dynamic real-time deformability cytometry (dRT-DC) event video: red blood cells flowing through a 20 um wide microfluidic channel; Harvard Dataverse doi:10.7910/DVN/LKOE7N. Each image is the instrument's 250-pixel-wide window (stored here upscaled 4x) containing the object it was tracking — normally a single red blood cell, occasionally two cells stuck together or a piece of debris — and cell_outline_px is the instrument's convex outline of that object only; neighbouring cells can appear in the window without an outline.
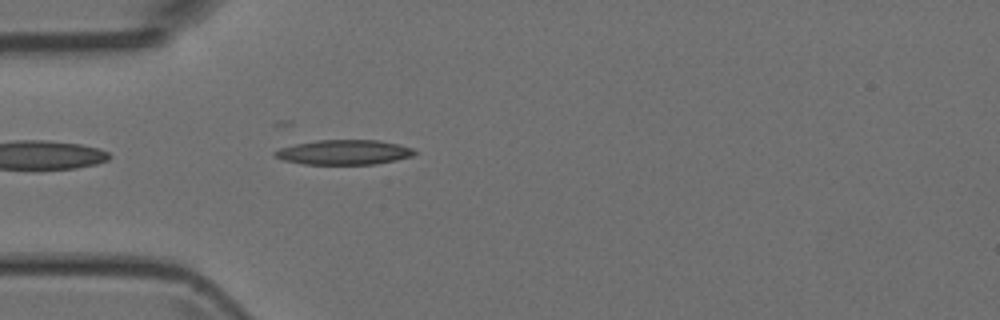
{"species": "Egyptian fruit bat (a non-hibernating species)", "species_latin": "Rousettus aegyptiacus", "temperature_condition": "room temperature", "stored_images_in_passage": 3, "camera_frame_rate_fps": 3000, "um_per_image_px": 0.085, "animal": {"sex": "female"}, "frame": {"image": 1, "passage_image": 3, "time_ms": 3.333, "image_size_px": [1000, 320], "cell_outline_px": [[416, 152], [412, 156], [396, 160], [376, 164], [304, 164], [284, 160], [276, 156], [272, 152], [280, 148], [296, 144], [316, 140], [380, 140], [400, 144], [412, 148]], "centroid_in_image_um": [29.27, 12.93], "position_along_channel_um": 55.7, "area_um2": 20.11}}